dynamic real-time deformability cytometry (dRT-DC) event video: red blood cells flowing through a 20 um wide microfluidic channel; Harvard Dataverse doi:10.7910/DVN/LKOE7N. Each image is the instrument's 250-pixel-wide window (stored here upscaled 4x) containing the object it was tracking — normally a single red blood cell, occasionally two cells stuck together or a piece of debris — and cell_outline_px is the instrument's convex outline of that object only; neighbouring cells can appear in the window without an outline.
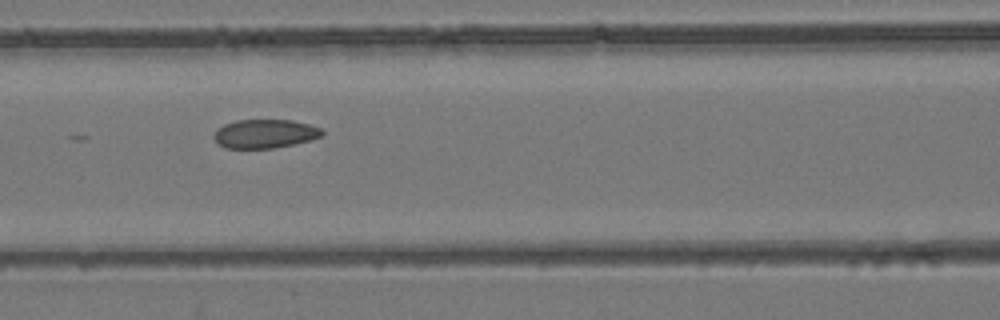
{"species": "common noctule bat (a hibernating species)", "species_latin": "Nyctalus noctula", "temperature_condition": "room temperature", "stored_images_in_passage": 29, "camera_frame_rate_fps": 3000, "um_per_image_px": 0.085, "animal": {"sex": "female", "body_mass_g": 24.6, "forearm_length_mm": 56.2}, "frame": {"image": 1, "passage_image": 24, "time_ms": 7.667, "image_size_px": [1000, 320], "cell_outline_px": [[324, 136], [292, 144], [272, 148], [224, 148], [216, 144], [212, 136], [224, 124], [236, 120], [292, 120], [308, 124], [320, 128], [324, 132]], "centroid_in_image_um": [22.49, 11.37], "position_along_channel_um": 144.1, "area_um2": 18.09}}
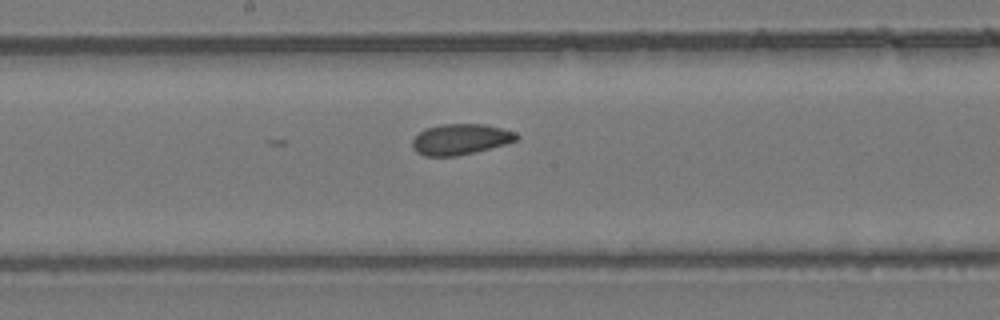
{"frame": {"image": 2, "passage_image": 29, "time_ms": 9.333, "image_size_px": [1000, 320], "cell_outline_px": [[520, 136], [516, 140], [504, 144], [456, 156], [424, 156], [416, 152], [412, 148], [412, 140], [424, 128], [440, 124], [484, 124], [516, 132]], "centroid_in_image_um": [39.1, 11.83], "position_along_channel_um": 209.1, "area_um2": 18.55}}